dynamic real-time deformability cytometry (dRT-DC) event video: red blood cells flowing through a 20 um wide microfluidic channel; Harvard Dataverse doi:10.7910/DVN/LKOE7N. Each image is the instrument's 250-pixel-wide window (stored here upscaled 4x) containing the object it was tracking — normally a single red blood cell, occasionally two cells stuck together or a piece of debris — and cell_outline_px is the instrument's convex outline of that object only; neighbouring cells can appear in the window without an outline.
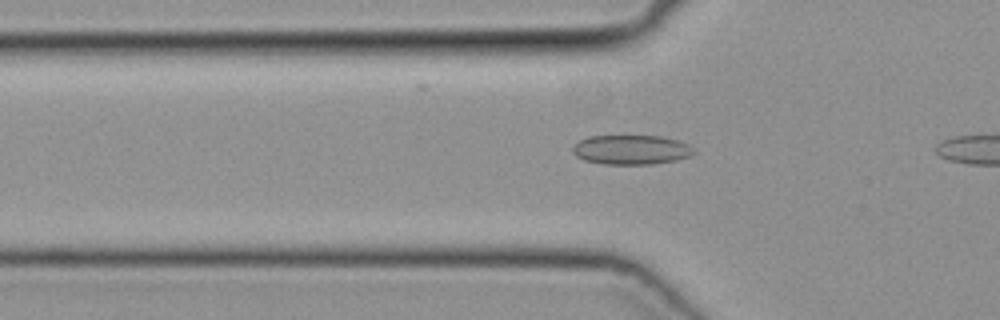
{"species": "common noctule bat (a hibernating species)", "species_latin": "Nyctalus noctula", "temperature_condition": "cold", "stored_images_in_passage": 7, "camera_frame_rate_fps": 3000, "um_per_image_px": 0.085, "animal": {"sex": "female", "body_mass_g": 19.3, "forearm_length_mm": 54.1}, "frame": {"image": 1, "passage_image": 5, "time_ms": 1.333, "image_size_px": [1000, 320], "cell_outline_px": [[696, 152], [692, 156], [676, 160], [652, 164], [604, 164], [584, 160], [576, 156], [572, 152], [572, 148], [580, 140], [588, 136], [660, 136], [676, 140], [688, 144]], "centroid_in_image_um": [53.66, 12.73], "position_along_channel_um": 72.1, "area_um2": 20.81}}